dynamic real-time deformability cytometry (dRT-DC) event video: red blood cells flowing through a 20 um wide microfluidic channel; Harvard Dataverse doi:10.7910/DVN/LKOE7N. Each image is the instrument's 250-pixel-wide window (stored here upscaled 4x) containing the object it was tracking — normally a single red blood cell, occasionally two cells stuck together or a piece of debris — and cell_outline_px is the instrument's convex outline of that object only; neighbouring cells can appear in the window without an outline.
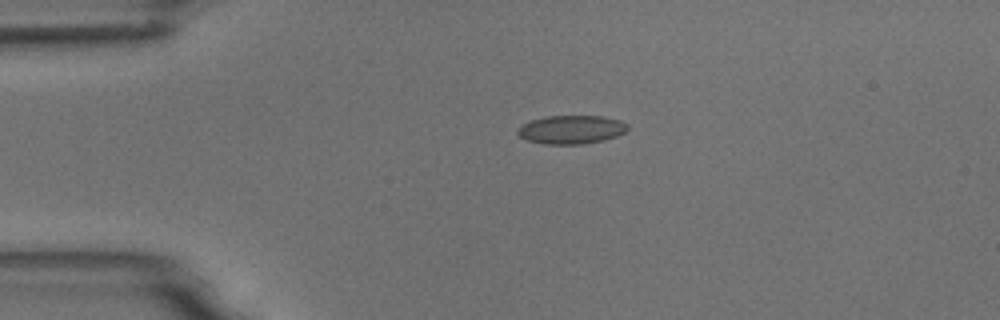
{"species": "common noctule bat (a hibernating species)", "species_latin": "Nyctalus noctula", "temperature_condition": "room temperature", "stored_images_in_passage": 43, "camera_frame_rate_fps": 3000, "um_per_image_px": 0.085, "animal": {"sex": "male", "body_mass_g": 18.8}, "frame": {"image": 1, "passage_image": 1, "time_ms": 0.0, "image_size_px": [1000, 320], "cell_outline_px": [[628, 128], [624, 132], [616, 136], [600, 140], [580, 144], [544, 144], [524, 140], [516, 132], [524, 124], [532, 120], [544, 116], [600, 116], [620, 120], [628, 124]], "centroid_in_image_um": [48.54, 11.01], "position_along_channel_um": 36.5, "area_um2": 18.09}}
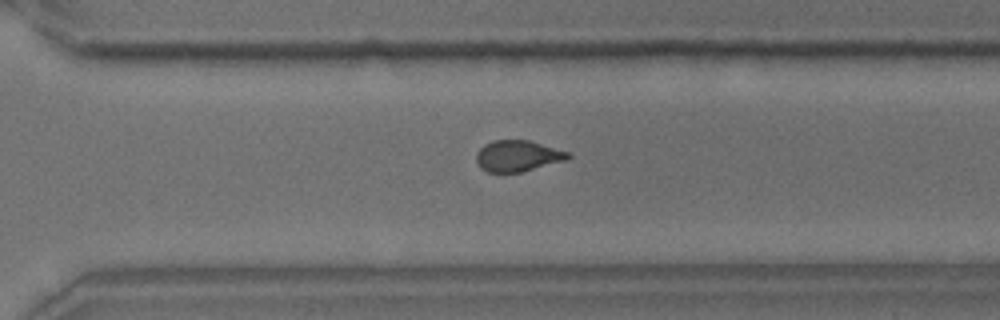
{"frame": {"image": 2, "passage_image": 27, "time_ms": 8.667, "image_size_px": [1000, 320], "cell_outline_px": [[572, 156], [568, 160], [520, 172], [488, 172], [480, 168], [476, 160], [476, 152], [484, 144], [492, 140], [528, 140], [572, 152]], "centroid_in_image_um": [44.04, 13.24], "position_along_channel_um": 326.6, "area_um2": 16.88}}
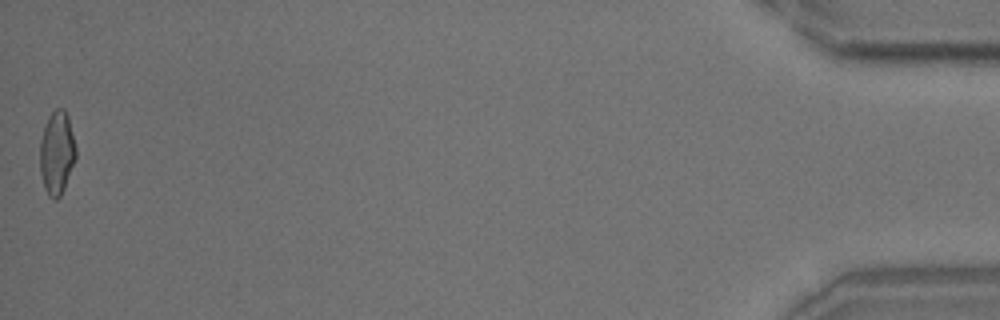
{"frame": {"image": 3, "passage_image": 43, "time_ms": 14.0, "image_size_px": [1000, 320], "cell_outline_px": [[76, 156], [64, 188], [60, 196], [56, 200], [52, 200], [48, 196], [44, 188], [40, 172], [40, 140], [48, 116], [56, 108], [64, 108], [68, 116], [76, 148]], "centroid_in_image_um": [4.82, 13.0], "position_along_channel_um": 430.4, "area_um2": 17.46}, "authors_computed_cell_mechanics": {"area_um2": 17.4556, "velocity_mm_per_s": 3.7316, "shape_relaxation_time_tau1_ms": 6.6632, "shape_relaxation_time_tau2_ms": 1.1568, "deformation_change_tau1": 0.1413, "deformation_change_tau2": 0.0673}}